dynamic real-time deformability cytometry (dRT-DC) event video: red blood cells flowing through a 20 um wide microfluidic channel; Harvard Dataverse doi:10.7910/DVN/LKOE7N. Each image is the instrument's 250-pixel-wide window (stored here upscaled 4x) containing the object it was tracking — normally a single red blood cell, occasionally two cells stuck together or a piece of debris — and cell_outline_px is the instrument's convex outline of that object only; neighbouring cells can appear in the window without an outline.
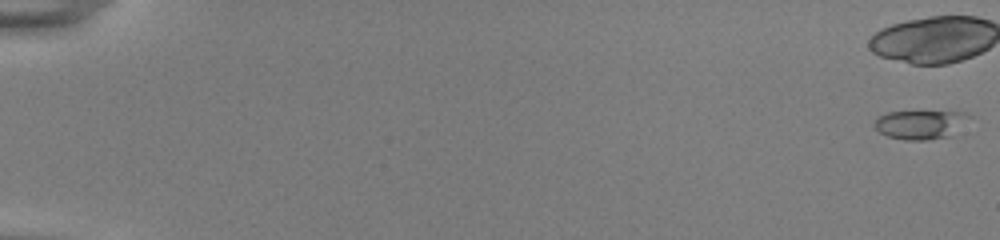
{"species": "common noctule bat (a hibernating species)", "species_latin": "Nyctalus noctula", "temperature_condition": "room temperature", "stored_images_in_passage": 27, "camera_frame_rate_fps": 3000, "um_per_image_px": 0.085, "animal": {"sex": "female", "body_mass_g": 22.0, "forearm_length_mm": 56.7}, "frame": {"image": 1, "passage_image": 1, "time_ms": 0.0, "image_size_px": [1000, 240], "cell_outline_px": [[972, 116], [952, 136], [928, 140], [904, 140], [888, 136], [880, 132], [872, 124], [880, 116], [888, 112], [968, 112]], "centroid_in_image_um": [78.27, 10.6], "position_along_channel_um": 6.7, "area_um2": 15.95}}